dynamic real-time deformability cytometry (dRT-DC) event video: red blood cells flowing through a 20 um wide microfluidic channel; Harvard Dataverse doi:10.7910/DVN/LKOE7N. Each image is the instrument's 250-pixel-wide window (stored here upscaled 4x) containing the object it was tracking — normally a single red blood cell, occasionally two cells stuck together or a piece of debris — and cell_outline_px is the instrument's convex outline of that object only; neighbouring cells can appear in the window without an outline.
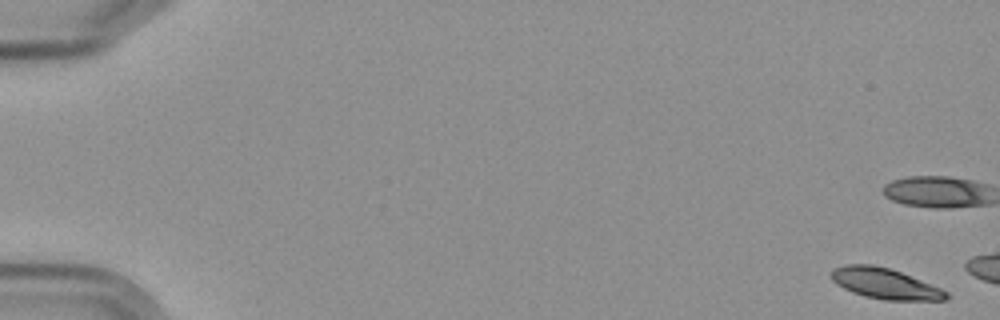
{"species": "Egyptian fruit bat (a non-hibernating species)", "species_latin": "Rousettus aegyptiacus", "temperature_condition": "cold", "stored_images_in_passage": 3, "camera_frame_rate_fps": 3000, "um_per_image_px": 0.085, "frame": {"image": 1, "passage_image": 1, "time_ms": 0.0, "image_size_px": [1000, 320], "cell_outline_px": [[948, 296], [944, 300], [884, 300], [864, 296], [852, 292], [836, 284], [832, 280], [832, 272], [836, 268], [844, 264], [872, 264], [888, 268], [900, 272], [940, 288], [948, 292]], "centroid_in_image_um": [75.2, 24.11], "position_along_channel_um": 9.8, "area_um2": 20.23}}